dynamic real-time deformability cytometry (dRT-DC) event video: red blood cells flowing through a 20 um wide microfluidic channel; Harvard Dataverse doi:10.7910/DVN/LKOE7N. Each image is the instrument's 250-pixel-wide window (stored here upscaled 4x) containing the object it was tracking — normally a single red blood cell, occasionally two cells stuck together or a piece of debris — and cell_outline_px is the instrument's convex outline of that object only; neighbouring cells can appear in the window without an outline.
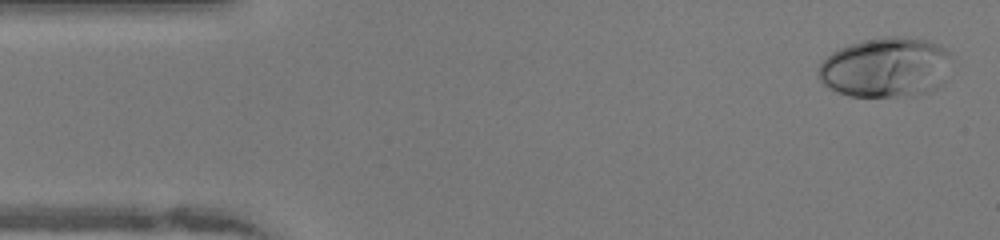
{"species": "human", "species_latin": "Homo sapiens", "temperature_condition": "warm", "stored_images_in_passage": 49, "camera_frame_rate_fps": 3000, "um_per_image_px": 0.085, "donor": {"sex": "female"}, "frame": {"image": 1, "passage_image": 2, "time_ms": 0.333, "image_size_px": [1000, 240], "cell_outline_px": [[948, 52], [944, 84], [928, 92], [912, 96], [848, 96], [836, 92], [824, 84], [820, 80], [816, 72], [820, 64], [832, 52], [840, 48], [864, 40], [884, 36], [904, 36], [928, 40], [940, 44]], "centroid_in_image_um": [75.26, 5.73], "position_along_channel_um": 9.7, "area_um2": 46.53}}
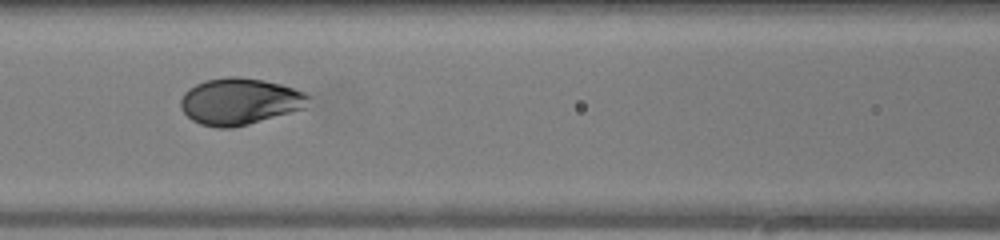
{"frame": {"image": 2, "passage_image": 20, "time_ms": 6.333, "image_size_px": [1000, 240], "cell_outline_px": [[312, 96], [304, 108], [248, 124], [232, 128], [216, 128], [200, 124], [192, 120], [180, 108], [180, 100], [184, 92], [188, 88], [204, 80], [228, 76], [240, 76], [264, 80], [280, 84], [308, 92]], "centroid_in_image_um": [20.37, 8.6], "position_along_channel_um": 146.2, "area_um2": 34.97}}
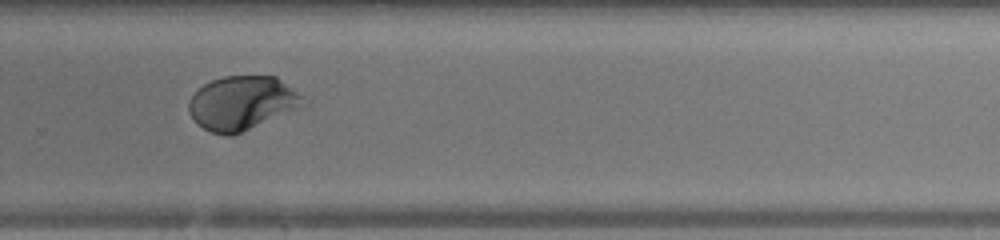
{"frame": {"image": 3, "passage_image": 32, "time_ms": 10.333, "image_size_px": [1000, 240], "cell_outline_px": [[308, 104], [232, 136], [224, 136], [212, 132], [204, 128], [192, 116], [188, 108], [188, 100], [204, 84], [212, 80], [224, 76], [276, 76], [304, 96]], "centroid_in_image_um": [20.61, 8.75], "position_along_channel_um": 309.2, "area_um2": 35.72}, "authors_computed_cell_mechanics": {"area_um2": 35.4892, "velocity_mm_per_s": 4.0977, "shape_relaxation_time_tau1_ms": 3.1025, "shape_relaxation_time_tau2_ms": null, "deformation_change_tau1": 0.1883, "deformation_change_tau2": null}}